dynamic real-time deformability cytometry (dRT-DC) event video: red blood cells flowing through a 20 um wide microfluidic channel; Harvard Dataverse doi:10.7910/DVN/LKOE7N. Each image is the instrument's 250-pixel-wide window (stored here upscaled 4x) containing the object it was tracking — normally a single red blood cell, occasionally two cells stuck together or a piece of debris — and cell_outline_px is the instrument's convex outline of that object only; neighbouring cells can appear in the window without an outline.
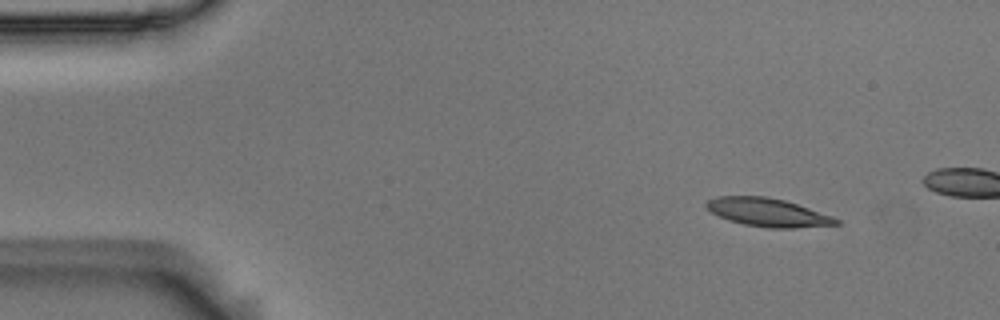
{"species": "Egyptian fruit bat (a non-hibernating species)", "species_latin": "Rousettus aegyptiacus", "temperature_condition": "room temperature", "stored_images_in_passage": 4, "camera_frame_rate_fps": 3000, "um_per_image_px": 0.085, "animal": {"sex": "male"}, "frame": {"image": 1, "passage_image": 1, "time_ms": 0.0, "image_size_px": [1000, 320], "cell_outline_px": [[840, 224], [796, 228], [768, 228], [744, 224], [728, 220], [712, 212], [704, 204], [708, 200], [716, 196], [764, 196], [784, 200], [832, 216], [840, 220]], "centroid_in_image_um": [65.26, 18.05], "position_along_channel_um": 19.7, "area_um2": 21.21}}